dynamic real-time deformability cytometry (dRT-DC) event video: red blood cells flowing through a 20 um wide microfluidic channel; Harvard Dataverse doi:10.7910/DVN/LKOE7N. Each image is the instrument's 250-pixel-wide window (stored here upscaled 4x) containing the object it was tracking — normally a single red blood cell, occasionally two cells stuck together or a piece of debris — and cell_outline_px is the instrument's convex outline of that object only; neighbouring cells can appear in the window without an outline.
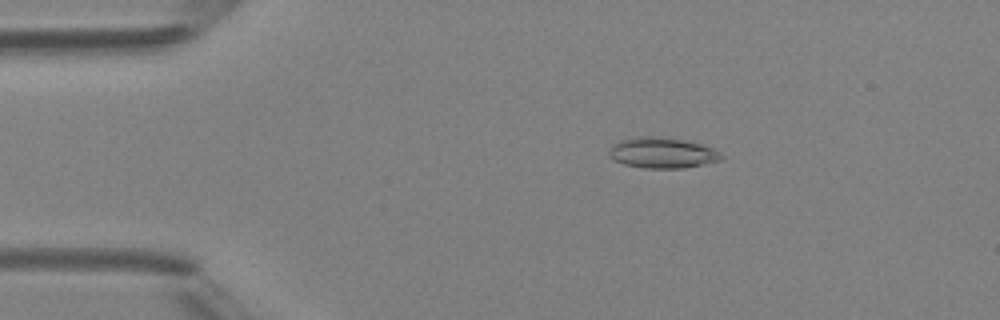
{"species": "Egyptian fruit bat (a non-hibernating species)", "species_latin": "Rousettus aegyptiacus", "temperature_condition": "room temperature", "stored_images_in_passage": 5, "camera_frame_rate_fps": 3000, "um_per_image_px": 0.085, "animal": {"sex": "female"}, "frame": {"image": 1, "passage_image": 3, "time_ms": 2.0, "image_size_px": [1000, 320], "cell_outline_px": [[724, 156], [720, 160], [704, 164], [684, 168], [644, 168], [624, 164], [608, 156], [608, 152], [612, 144], [620, 140], [636, 136], [660, 136], [684, 140], [704, 144], [720, 152]], "centroid_in_image_um": [56.29, 12.98], "position_along_channel_um": 28.7, "area_um2": 20.29}}